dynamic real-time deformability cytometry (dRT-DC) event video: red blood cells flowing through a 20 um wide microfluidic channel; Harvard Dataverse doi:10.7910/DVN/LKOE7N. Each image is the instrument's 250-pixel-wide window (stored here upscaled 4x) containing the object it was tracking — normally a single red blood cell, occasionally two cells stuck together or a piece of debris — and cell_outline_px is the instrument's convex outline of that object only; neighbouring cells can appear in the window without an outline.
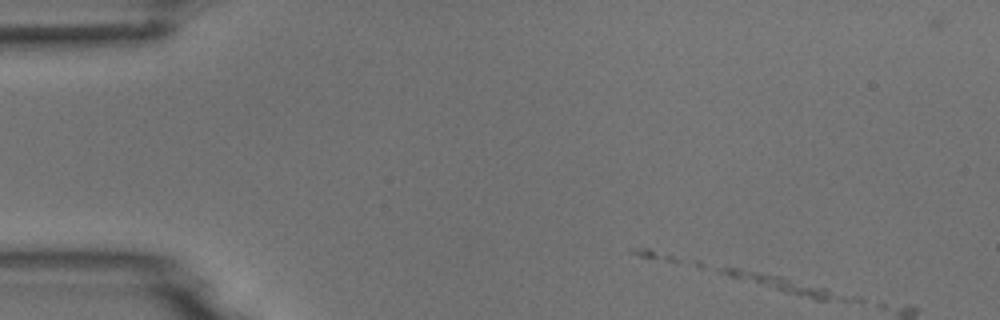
{"species": "common noctule bat (a hibernating species)", "species_latin": "Nyctalus noctula", "temperature_condition": "room temperature", "stored_images_in_passage": 2, "camera_frame_rate_fps": 3000, "um_per_image_px": 0.085, "animal": {"sex": "male", "body_mass_g": 18.8}, "frame": {"image": 1, "passage_image": 1, "time_ms": 0.0, "image_size_px": [1000, 320], "cell_outline_px": [[848, 300], [816, 300], [784, 292], [728, 276], [720, 272], [720, 268], [740, 268], [780, 276], [824, 288], [844, 296]], "centroid_in_image_um": [66.55, 24.17], "position_along_channel_um": 18.4, "area_um2": 10.75}}